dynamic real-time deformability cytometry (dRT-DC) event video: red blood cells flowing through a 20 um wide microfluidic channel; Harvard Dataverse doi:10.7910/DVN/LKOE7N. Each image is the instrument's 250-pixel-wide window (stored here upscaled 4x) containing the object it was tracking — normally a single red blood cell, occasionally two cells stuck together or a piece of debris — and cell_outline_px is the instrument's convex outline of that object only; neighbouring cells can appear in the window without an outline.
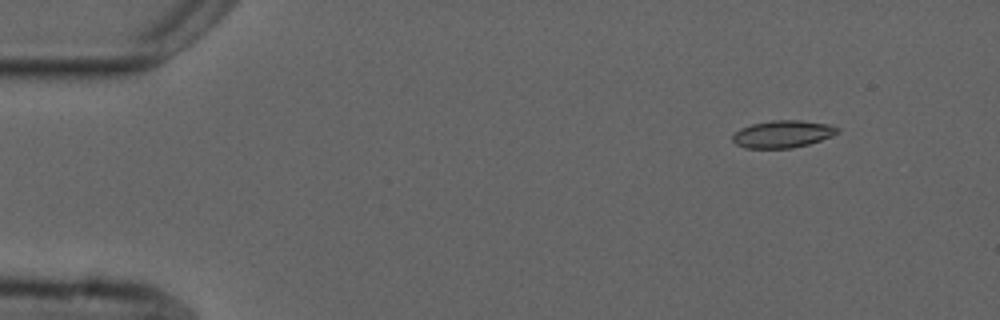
{"species": "common noctule bat (a hibernating species)", "species_latin": "Nyctalus noctula", "temperature_condition": "cold", "stored_images_in_passage": 5, "camera_frame_rate_fps": 3000, "um_per_image_px": 0.085, "animal": {"sex": "male", "forearm_length_mm": 52.5}, "frame": {"image": 1, "passage_image": 2, "time_ms": 1.333, "image_size_px": [1000, 320], "cell_outline_px": [[840, 132], [832, 136], [808, 144], [792, 148], [744, 148], [736, 144], [732, 140], [732, 136], [740, 128], [752, 124], [772, 120], [800, 120], [828, 124], [840, 128]], "centroid_in_image_um": [66.53, 11.39], "position_along_channel_um": 18.5, "area_um2": 16.7}}
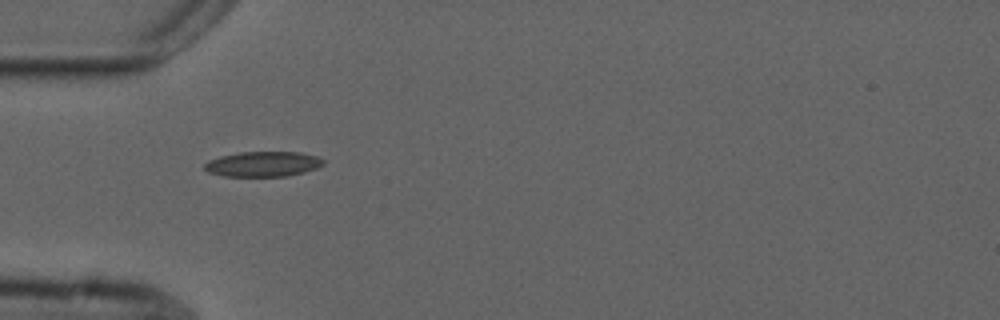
{"frame": {"image": 2, "passage_image": 5, "time_ms": 5.0, "image_size_px": [1000, 320], "cell_outline_px": [[324, 164], [316, 168], [304, 172], [288, 176], [224, 176], [208, 172], [204, 168], [204, 164], [208, 160], [220, 156], [240, 152], [300, 152], [316, 156], [324, 160]], "centroid_in_image_um": [22.35, 13.94], "position_along_channel_um": 62.7, "area_um2": 17.4}}